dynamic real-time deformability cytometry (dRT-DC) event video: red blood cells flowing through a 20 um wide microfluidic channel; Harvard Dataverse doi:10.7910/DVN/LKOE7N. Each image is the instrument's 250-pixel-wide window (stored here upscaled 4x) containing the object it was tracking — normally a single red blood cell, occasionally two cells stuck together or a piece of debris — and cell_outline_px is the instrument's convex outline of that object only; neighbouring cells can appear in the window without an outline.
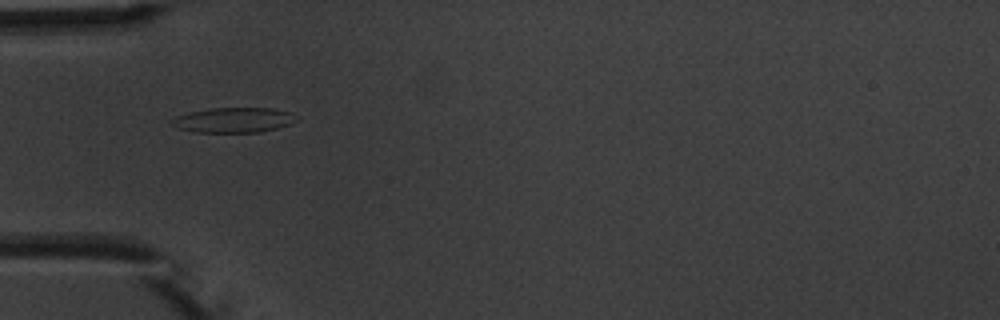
{"species": "common noctule bat (a hibernating species)", "species_latin": "Nyctalus noctula", "temperature_condition": "warm", "stored_images_in_passage": 1, "camera_frame_rate_fps": 3000, "um_per_image_px": 0.085, "animal": {"sex": "male", "body_mass_g": 20.1, "forearm_length_mm": 53.5}, "frame": {"image": 1, "passage_image": 1, "time_ms": 0.0, "image_size_px": [1000, 320], "cell_outline_px": [[300, 120], [292, 124], [260, 132], [196, 132], [176, 128], [168, 124], [168, 120], [176, 116], [188, 112], [212, 108], [272, 108], [292, 112], [300, 116]], "centroid_in_image_um": [19.88, 10.2], "position_along_channel_um": 65.1, "area_um2": 18.67}}